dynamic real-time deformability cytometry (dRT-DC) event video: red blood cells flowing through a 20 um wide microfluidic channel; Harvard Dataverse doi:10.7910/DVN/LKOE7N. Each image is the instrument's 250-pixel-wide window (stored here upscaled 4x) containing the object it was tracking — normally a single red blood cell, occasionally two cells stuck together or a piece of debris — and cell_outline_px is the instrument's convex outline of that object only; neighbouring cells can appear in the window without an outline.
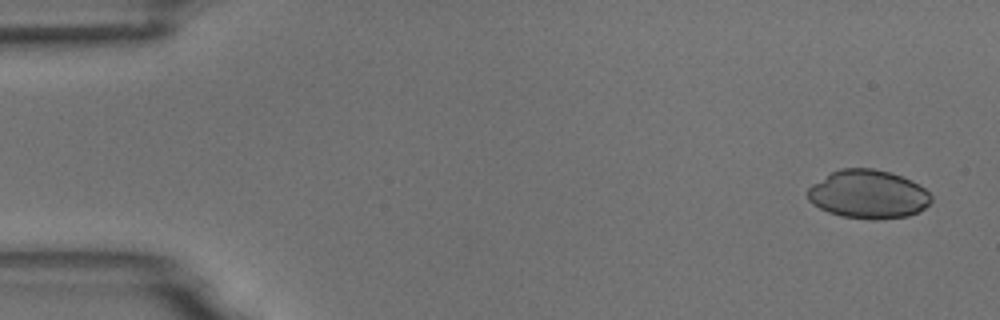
{"species": "common noctule bat (a hibernating species)", "species_latin": "Nyctalus noctula", "temperature_condition": "room temperature", "stored_images_in_passage": 5, "camera_frame_rate_fps": 3000, "um_per_image_px": 0.085, "animal": {"sex": "male", "body_mass_g": 18.8}, "frame": {"image": 1, "passage_image": 1, "time_ms": 0.0, "image_size_px": [1000, 320], "cell_outline_px": [[932, 200], [920, 212], [908, 216], [880, 220], [872, 220], [840, 216], [828, 212], [812, 204], [808, 200], [808, 188], [812, 184], [832, 172], [840, 168], [872, 168], [892, 172], [912, 180], [924, 188], [932, 196]], "centroid_in_image_um": [73.81, 16.52], "position_along_channel_um": 11.2, "area_um2": 35.26}}